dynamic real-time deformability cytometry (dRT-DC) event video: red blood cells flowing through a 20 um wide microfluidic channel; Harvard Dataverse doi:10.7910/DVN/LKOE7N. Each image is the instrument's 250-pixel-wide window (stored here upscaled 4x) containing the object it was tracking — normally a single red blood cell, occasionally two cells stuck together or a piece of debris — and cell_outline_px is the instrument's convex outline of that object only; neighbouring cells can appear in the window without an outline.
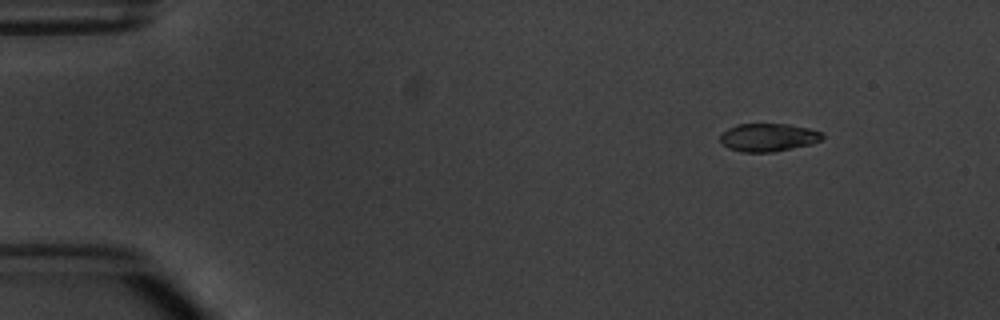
{"species": "common noctule bat (a hibernating species)", "species_latin": "Nyctalus noctula", "temperature_condition": "warm", "stored_images_in_passage": 4, "camera_frame_rate_fps": 3000, "um_per_image_px": 0.085, "animal": {"sex": "male", "body_mass_g": 20.1, "forearm_length_mm": 53.5}, "frame": {"image": 1, "passage_image": 1, "time_ms": 0.0, "image_size_px": [1000, 320], "cell_outline_px": [[824, 136], [820, 140], [812, 144], [772, 152], [744, 152], [728, 148], [720, 140], [720, 136], [728, 128], [736, 124], [788, 124], [808, 128], [820, 132]], "centroid_in_image_um": [65.3, 11.68], "position_along_channel_um": 19.7, "area_um2": 16.53}}
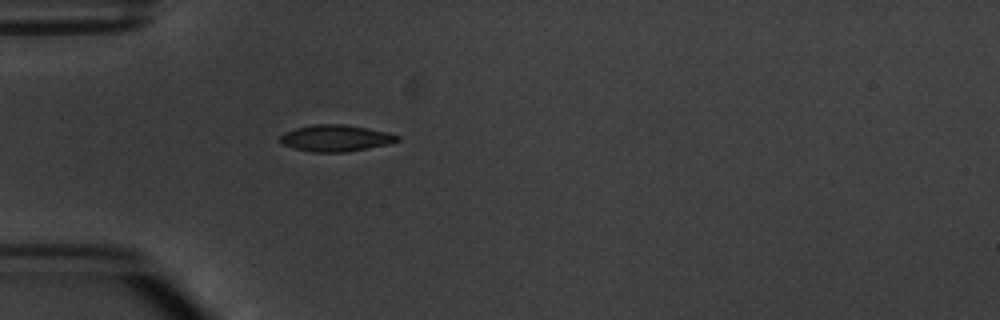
{"frame": {"image": 2, "passage_image": 4, "time_ms": 3.333, "image_size_px": [1000, 320], "cell_outline_px": [[400, 140], [388, 144], [348, 152], [312, 152], [296, 148], [284, 144], [280, 140], [280, 136], [284, 132], [296, 128], [312, 124], [344, 124], [384, 132], [400, 136]], "centroid_in_image_um": [28.52, 11.74], "position_along_channel_um": 56.5, "area_um2": 17.86}}